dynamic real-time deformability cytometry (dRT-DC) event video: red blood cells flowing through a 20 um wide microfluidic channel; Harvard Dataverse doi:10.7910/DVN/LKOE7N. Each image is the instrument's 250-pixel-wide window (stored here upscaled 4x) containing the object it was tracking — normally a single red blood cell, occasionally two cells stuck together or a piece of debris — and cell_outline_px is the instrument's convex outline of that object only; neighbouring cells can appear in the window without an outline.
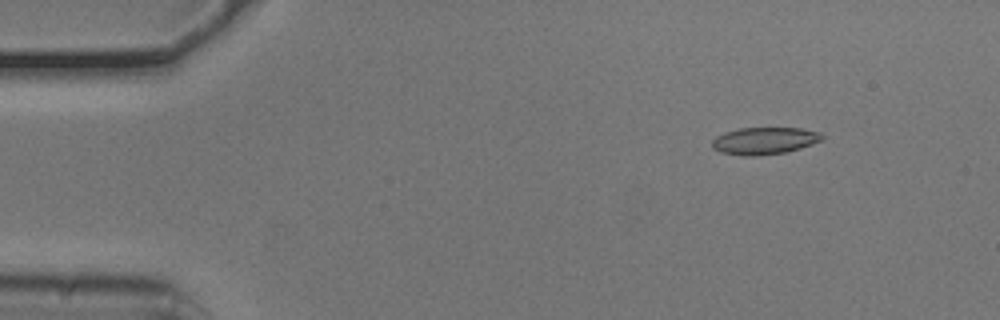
{"species": "common noctule bat (a hibernating species)", "species_latin": "Nyctalus noctula", "temperature_condition": "cold", "stored_images_in_passage": 54, "camera_frame_rate_fps": 3000, "um_per_image_px": 0.085, "animal": {"sex": "male", "body_mass_g": 20.5, "forearm_length_mm": 52.5}, "frame": {"image": 1, "passage_image": 7, "time_ms": 2.0, "image_size_px": [1000, 320], "cell_outline_px": [[824, 140], [800, 148], [784, 152], [756, 156], [740, 156], [720, 152], [712, 148], [712, 140], [716, 136], [724, 132], [740, 128], [800, 128], [820, 132], [824, 136]], "centroid_in_image_um": [64.96, 11.97], "position_along_channel_um": 20.0, "area_um2": 17.51}}
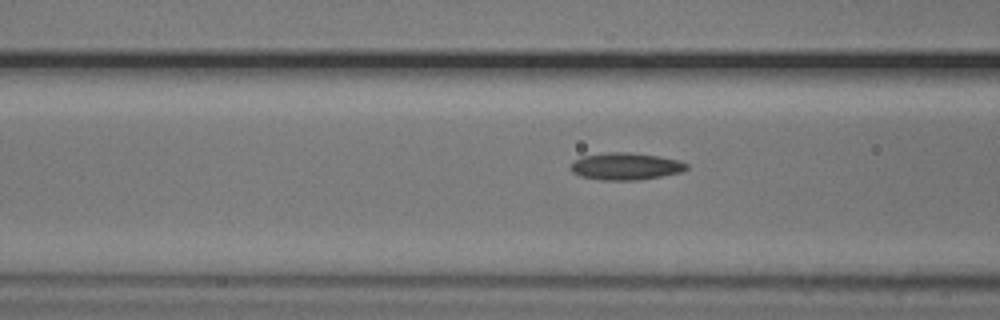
{"frame": {"image": 2, "passage_image": 21, "time_ms": 6.667, "image_size_px": [1000, 320], "cell_outline_px": [[688, 168], [680, 172], [660, 176], [636, 180], [600, 180], [580, 176], [572, 172], [568, 168], [572, 160], [584, 156], [608, 152], [632, 152], [660, 156], [680, 160], [688, 164]], "centroid_in_image_um": [53.14, 14.13], "position_along_channel_um": 113.5, "area_um2": 18.5}}
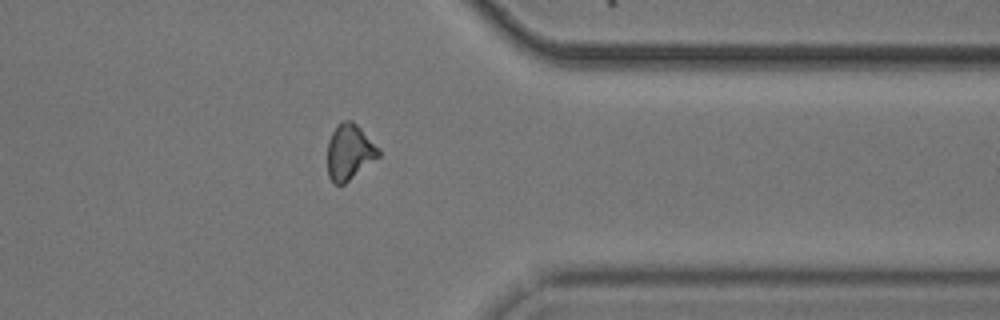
{"frame": {"image": 3, "passage_image": 43, "time_ms": 14.0, "image_size_px": [1000, 320], "cell_outline_px": [[380, 156], [344, 184], [336, 184], [328, 176], [328, 140], [336, 124], [344, 120], [352, 120], [380, 148]], "centroid_in_image_um": [29.7, 12.9], "position_along_channel_um": 381.7, "area_um2": 16.53}, "authors_computed_cell_mechanics": {"area_um2": 17.3111, "velocity_mm_per_s": 3.7799, "shape_relaxation_time_tau1_ms": 6.5434, "shape_relaxation_time_tau2_ms": 6.7857, "deformation_change_tau1": 0.1491, "deformation_change_tau2": 0.1462}}